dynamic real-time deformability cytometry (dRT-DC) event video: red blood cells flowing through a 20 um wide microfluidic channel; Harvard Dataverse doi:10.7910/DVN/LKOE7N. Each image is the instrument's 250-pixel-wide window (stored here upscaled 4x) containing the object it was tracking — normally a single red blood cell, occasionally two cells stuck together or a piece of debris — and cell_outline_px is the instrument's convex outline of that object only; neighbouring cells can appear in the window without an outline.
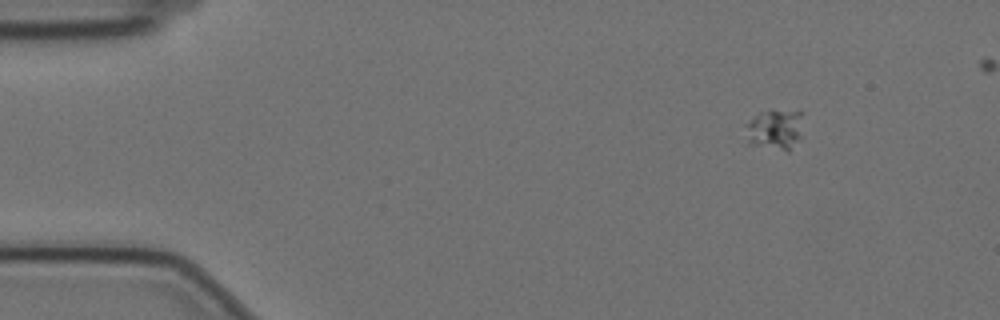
{"species": "Egyptian fruit bat (a non-hibernating species)", "species_latin": "Rousettus aegyptiacus", "temperature_condition": "cold", "stored_images_in_passage": 49, "camera_frame_rate_fps": 3000, "um_per_image_px": 0.085, "animal": {"sex": "female"}, "frame": {"image": 1, "passage_image": 1, "time_ms": 0.0, "image_size_px": [1000, 320], "cell_outline_px": [[804, 112], [800, 136], [788, 152], [748, 144], [748, 124], [760, 112]], "centroid_in_image_um": [65.92, 11.05], "position_along_channel_um": 19.1, "area_um2": 13.01}}
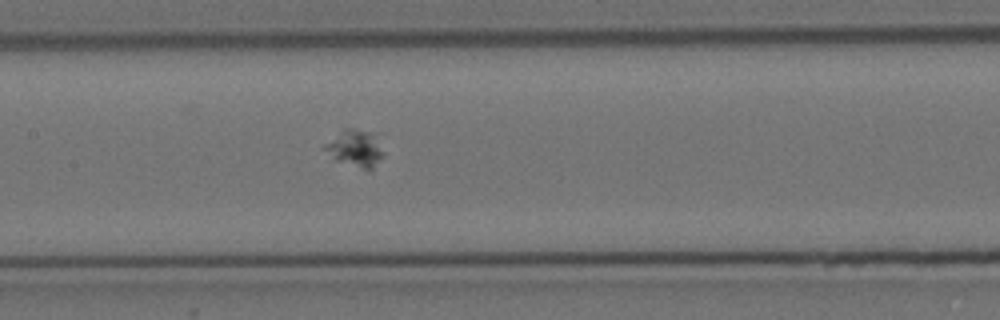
{"frame": {"image": 2, "passage_image": 22, "time_ms": 7.0, "image_size_px": [1000, 320], "cell_outline_px": [[384, 156], [368, 172], [336, 160], [320, 148], [324, 144], [344, 128], [352, 128], [368, 132], [372, 136]], "centroid_in_image_um": [30.11, 12.65], "position_along_channel_um": 177.3, "area_um2": 12.31}}
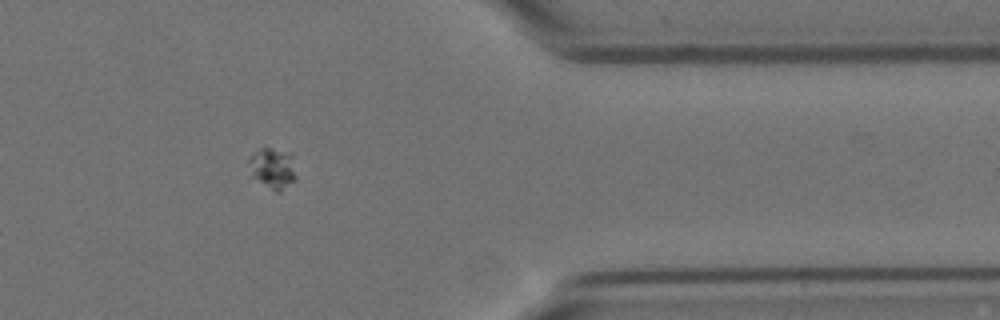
{"frame": {"image": 3, "passage_image": 42, "time_ms": 13.667, "image_size_px": [1000, 320], "cell_outline_px": [[296, 180], [280, 192], [276, 192], [252, 176], [248, 160], [260, 148], [268, 148], [292, 152], [296, 176]], "centroid_in_image_um": [23.23, 14.3], "position_along_channel_um": 388.2, "area_um2": 11.16}}